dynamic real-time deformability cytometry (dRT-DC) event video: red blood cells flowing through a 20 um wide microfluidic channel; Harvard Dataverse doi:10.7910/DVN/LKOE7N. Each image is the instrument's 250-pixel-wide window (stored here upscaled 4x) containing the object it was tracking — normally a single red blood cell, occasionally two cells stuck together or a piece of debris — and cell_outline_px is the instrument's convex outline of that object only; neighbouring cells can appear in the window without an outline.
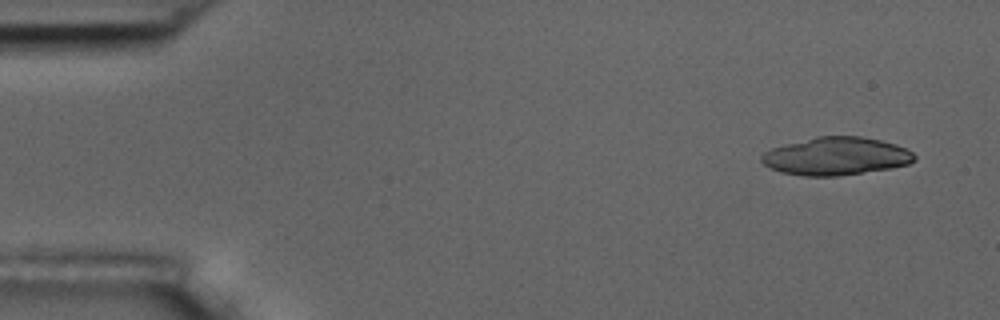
{"species": "common noctule bat (a hibernating species)", "species_latin": "Nyctalus noctula", "temperature_condition": "room temperature", "stored_images_in_passage": 10, "camera_frame_rate_fps": 3000, "um_per_image_px": 0.085, "animal": {"sex": "male", "body_mass_g": 17.5, "forearm_length_mm": 52.3}, "frame": {"image": 1, "passage_image": 1, "time_ms": 0.0, "image_size_px": [1000, 320], "cell_outline_px": [[916, 160], [908, 164], [888, 168], [836, 176], [804, 176], [780, 172], [764, 164], [760, 160], [760, 156], [764, 152], [772, 148], [816, 136], [860, 136], [880, 140], [896, 144], [912, 152], [916, 156]], "centroid_in_image_um": [71.05, 13.27], "position_along_channel_um": 13.9, "area_um2": 33.52}}
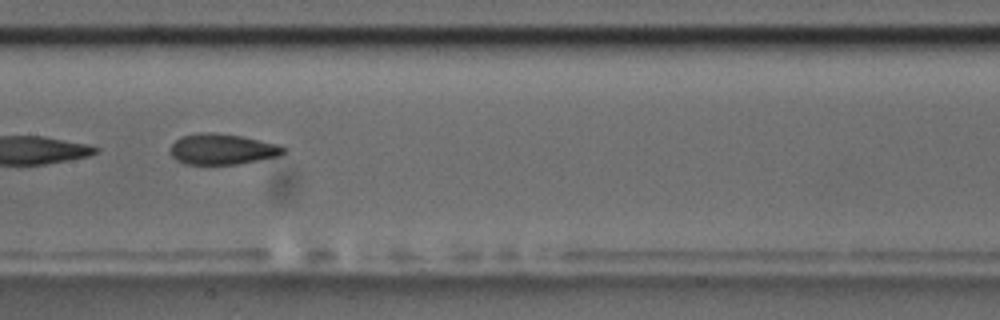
{"frame": {"image": 2, "passage_image": 8, "time_ms": 8.0, "image_size_px": [1000, 320], "cell_outline_px": [[288, 148], [280, 156], [236, 164], [184, 164], [176, 160], [172, 156], [172, 144], [180, 136], [200, 132], [212, 132], [240, 136], [280, 144]], "centroid_in_image_um": [18.92, 12.67], "position_along_channel_um": 188.5, "area_um2": 20.29}}
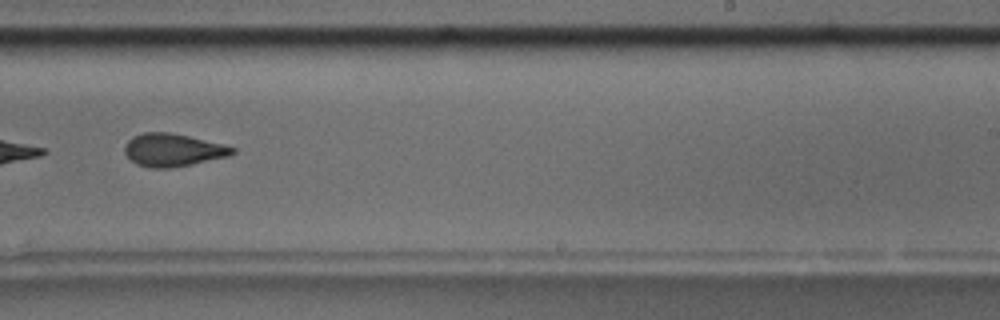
{"frame": {"image": 3, "passage_image": 10, "time_ms": 10.333, "image_size_px": [1000, 320], "cell_outline_px": [[236, 152], [228, 156], [192, 164], [168, 168], [152, 168], [136, 164], [124, 152], [124, 144], [132, 136], [144, 132], [168, 132], [188, 136], [224, 144], [236, 148]], "centroid_in_image_um": [14.69, 12.74], "position_along_channel_um": 274.3, "area_um2": 20.58}}